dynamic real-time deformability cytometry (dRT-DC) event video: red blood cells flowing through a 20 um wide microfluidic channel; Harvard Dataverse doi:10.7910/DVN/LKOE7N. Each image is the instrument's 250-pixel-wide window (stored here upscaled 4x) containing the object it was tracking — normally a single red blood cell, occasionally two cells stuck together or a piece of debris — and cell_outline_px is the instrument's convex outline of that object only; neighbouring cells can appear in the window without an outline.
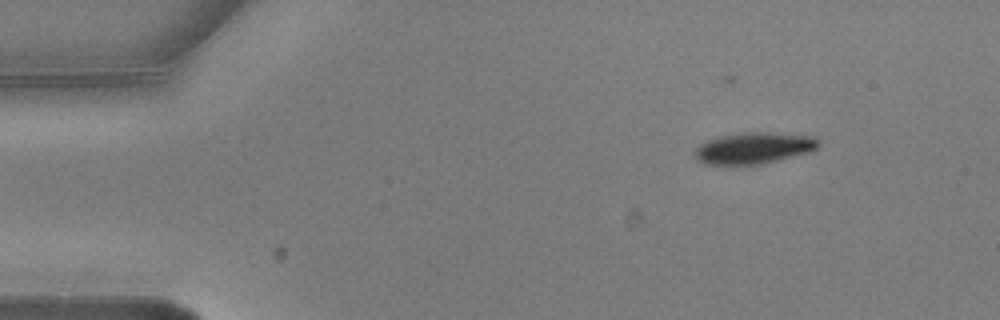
{"species": "common noctule bat (a hibernating species)", "species_latin": "Nyctalus noctula", "temperature_condition": "warm", "stored_images_in_passage": 7, "camera_frame_rate_fps": 3000, "um_per_image_px": 0.085, "animal": {"sex": "male", "body_mass_g": 20.5, "forearm_length_mm": 52.5}, "frame": {"image": 1, "passage_image": 1, "time_ms": 0.0, "image_size_px": [1000, 320], "cell_outline_px": [[820, 144], [812, 152], [760, 164], [704, 164], [696, 160], [692, 152], [700, 144], [708, 140], [720, 136], [744, 132], [772, 132], [816, 136], [820, 140]], "centroid_in_image_um": [64.1, 12.57], "position_along_channel_um": 20.9, "area_um2": 22.89}}
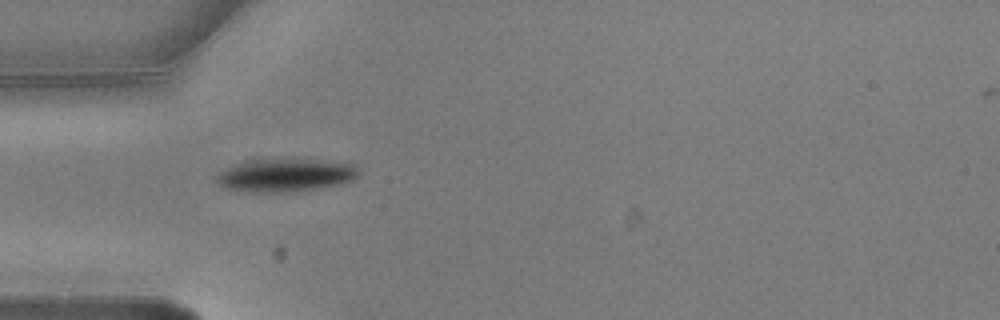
{"frame": {"image": 2, "passage_image": 4, "time_ms": 1.0, "image_size_px": [1000, 320], "cell_outline_px": [[360, 172], [352, 180], [340, 184], [300, 192], [248, 192], [224, 188], [216, 180], [216, 176], [224, 168], [252, 156], [256, 156], [316, 160], [356, 164], [360, 168]], "centroid_in_image_um": [24.21, 14.85], "position_along_channel_um": 60.8, "area_um2": 28.67}}
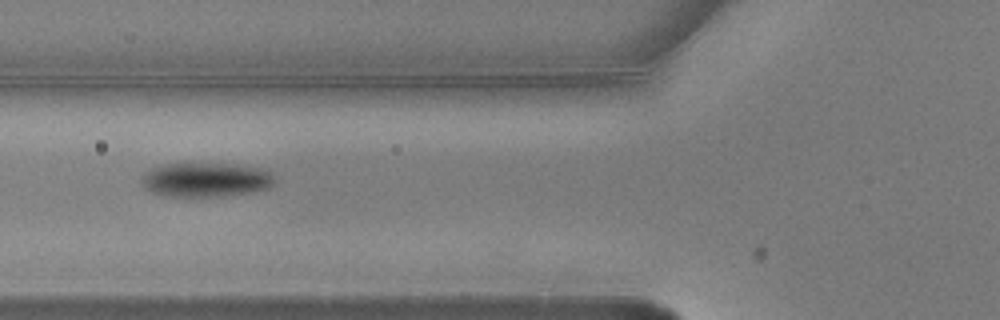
{"frame": {"image": 3, "passage_image": 5, "time_ms": 1.333, "image_size_px": [1000, 320], "cell_outline_px": [[276, 184], [268, 188], [252, 192], [224, 196], [160, 196], [144, 188], [140, 184], [140, 176], [152, 168], [184, 160], [236, 164], [260, 168], [272, 172], [276, 176]], "centroid_in_image_um": [17.49, 15.24], "position_along_channel_um": 108.3, "area_um2": 27.92}}